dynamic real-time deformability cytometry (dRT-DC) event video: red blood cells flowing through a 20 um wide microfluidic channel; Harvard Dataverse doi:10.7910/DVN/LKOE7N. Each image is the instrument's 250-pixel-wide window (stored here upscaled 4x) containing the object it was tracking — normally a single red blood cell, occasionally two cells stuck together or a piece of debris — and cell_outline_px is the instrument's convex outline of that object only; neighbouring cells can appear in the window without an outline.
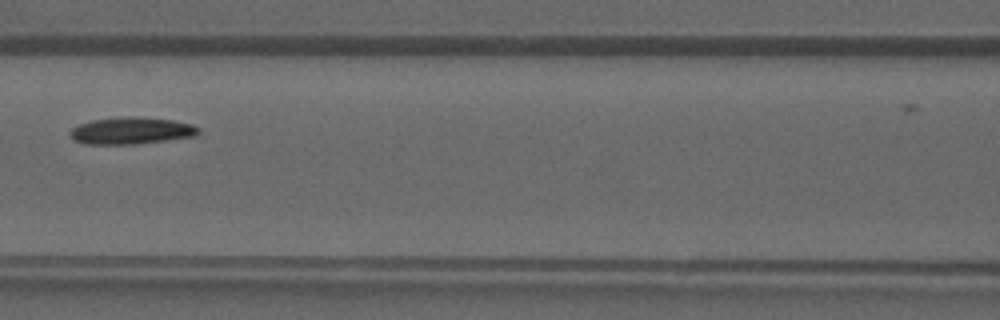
{"species": "common noctule bat (a hibernating species)", "species_latin": "Nyctalus noctula", "temperature_condition": "warm", "stored_images_in_passage": 5, "camera_frame_rate_fps": 3000, "um_per_image_px": 0.085, "animal": {"sex": "male", "forearm_length_mm": 52.5}, "frame": {"image": 1, "passage_image": 5, "time_ms": 4.667, "image_size_px": [1000, 320], "cell_outline_px": [[200, 132], [196, 136], [136, 144], [84, 144], [72, 140], [68, 132], [72, 128], [80, 124], [92, 120], [120, 116], [132, 116], [172, 120], [192, 124], [200, 128]], "centroid_in_image_um": [11.13, 11.11], "position_along_channel_um": 155.5, "area_um2": 20.35}}